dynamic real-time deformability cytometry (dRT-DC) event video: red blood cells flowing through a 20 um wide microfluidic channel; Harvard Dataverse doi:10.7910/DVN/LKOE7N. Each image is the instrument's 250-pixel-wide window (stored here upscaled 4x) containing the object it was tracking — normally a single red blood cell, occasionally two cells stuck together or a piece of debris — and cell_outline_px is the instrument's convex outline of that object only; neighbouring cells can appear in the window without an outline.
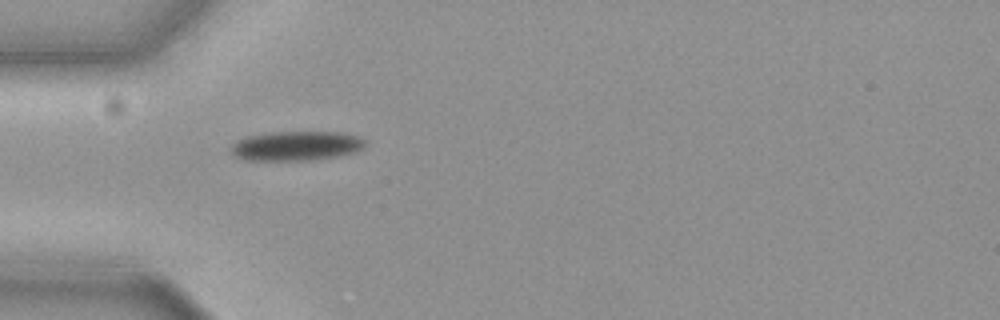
{"species": "common noctule bat (a hibernating species)", "species_latin": "Nyctalus noctula", "temperature_condition": "cold", "stored_images_in_passage": 4, "camera_frame_rate_fps": 3000, "um_per_image_px": 0.085, "animal": {"sex": "female", "body_mass_g": 19.3, "forearm_length_mm": 54.1}, "frame": {"image": 1, "passage_image": 1, "time_ms": 0.0, "image_size_px": [1000, 320], "cell_outline_px": [[364, 144], [360, 148], [352, 152], [336, 156], [304, 160], [244, 160], [236, 156], [228, 148], [236, 140], [244, 136], [268, 132], [340, 132], [360, 136], [364, 140]], "centroid_in_image_um": [25.08, 12.38], "position_along_channel_um": 59.9, "area_um2": 22.95}}